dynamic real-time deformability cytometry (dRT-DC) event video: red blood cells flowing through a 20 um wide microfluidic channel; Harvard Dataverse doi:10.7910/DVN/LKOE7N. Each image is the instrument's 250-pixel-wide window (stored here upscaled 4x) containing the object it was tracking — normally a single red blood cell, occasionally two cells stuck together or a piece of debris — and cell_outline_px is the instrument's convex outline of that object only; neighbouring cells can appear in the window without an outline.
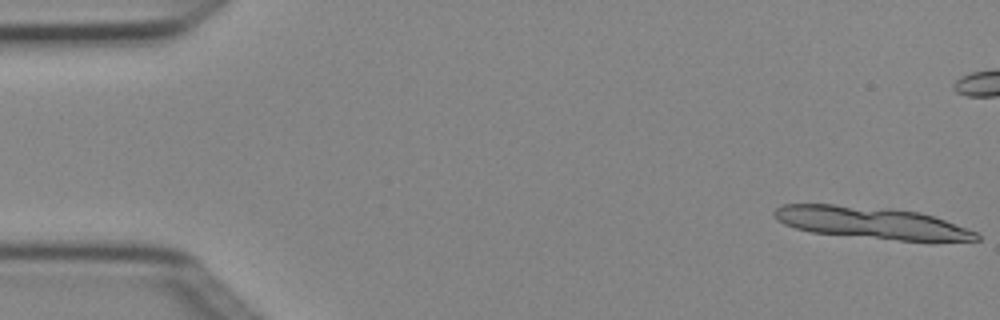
{"species": "Egyptian fruit bat (a non-hibernating species)", "species_latin": "Rousettus aegyptiacus", "temperature_condition": "cold", "stored_images_in_passage": 8, "segment_of_instrument_passage": [1, 2], "camera_frame_rate_fps": 3000, "um_per_image_px": 0.085, "animal": {"sex": "female"}, "frame": {"image": 1, "passage_image": 1, "time_ms": 0.0, "image_size_px": [1000, 320], "cell_outline_px": [[980, 240], [900, 240], [812, 232], [796, 228], [784, 224], [776, 220], [772, 212], [780, 204], [832, 204], [892, 208], [920, 212], [944, 220], [976, 232], [980, 236]], "centroid_in_image_um": [73.99, 18.91], "position_along_channel_um": 11.0, "area_um2": 37.11}}